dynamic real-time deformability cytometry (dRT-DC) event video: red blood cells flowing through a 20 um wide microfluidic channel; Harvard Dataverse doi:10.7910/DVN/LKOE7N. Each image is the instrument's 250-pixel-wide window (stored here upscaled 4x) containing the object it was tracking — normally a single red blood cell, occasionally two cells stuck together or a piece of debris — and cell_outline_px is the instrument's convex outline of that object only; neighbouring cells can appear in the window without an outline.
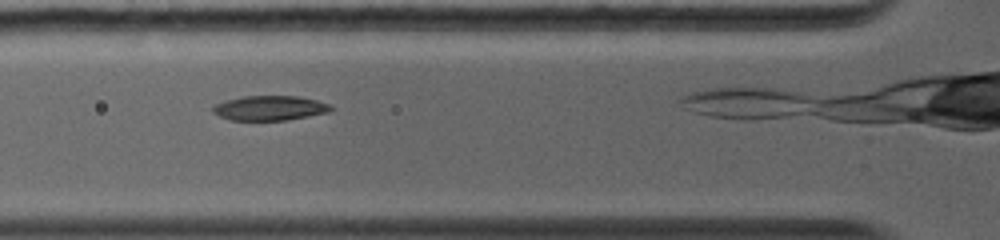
{"species": "common noctule bat (a hibernating species)", "species_latin": "Nyctalus noctula", "temperature_condition": "warm", "stored_images_in_passage": 41, "camera_frame_rate_fps": 5000, "um_per_image_px": 0.085, "animal": {"sex": "female", "body_mass_g": 19.0, "forearm_length_mm": 56.7}, "frame": {"image": 1, "passage_image": 7, "time_ms": 1.0, "image_size_px": [1000, 240], "cell_outline_px": [[332, 108], [328, 112], [288, 120], [228, 120], [212, 112], [212, 108], [216, 104], [228, 100], [244, 96], [296, 96], [316, 100], [328, 104]], "centroid_in_image_um": [22.9, 9.19], "position_along_channel_um": 102.9, "area_um2": 16.76}}